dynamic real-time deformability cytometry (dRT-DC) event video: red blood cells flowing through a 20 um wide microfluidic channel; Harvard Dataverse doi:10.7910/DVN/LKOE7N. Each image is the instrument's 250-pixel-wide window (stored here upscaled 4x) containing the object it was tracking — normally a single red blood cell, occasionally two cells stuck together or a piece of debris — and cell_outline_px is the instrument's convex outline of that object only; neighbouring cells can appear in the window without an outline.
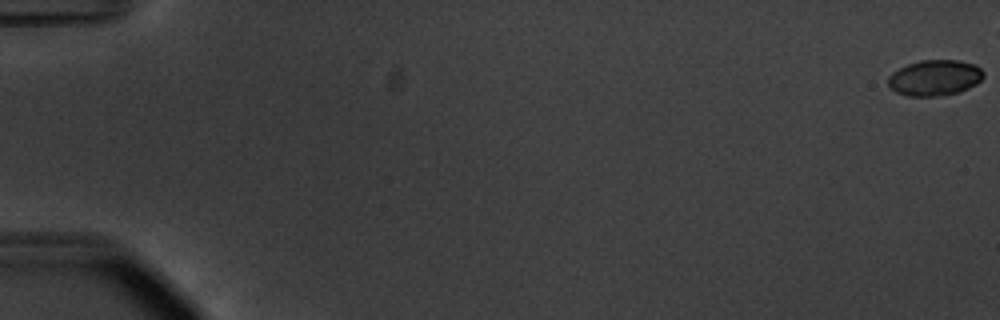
{"species": "common noctule bat (a hibernating species)", "species_latin": "Nyctalus noctula", "temperature_condition": "warm", "stored_images_in_passage": 50, "camera_frame_rate_fps": 3000, "um_per_image_px": 0.085, "animal": {"sex": "male", "body_mass_g": 20.1, "forearm_length_mm": 53.5}, "frame": {"image": 1, "passage_image": 1, "time_ms": 0.0, "image_size_px": [1000, 320], "cell_outline_px": [[984, 76], [976, 84], [960, 92], [936, 96], [908, 96], [896, 92], [888, 84], [888, 76], [892, 72], [908, 64], [920, 60], [956, 60], [976, 64], [984, 72]], "centroid_in_image_um": [79.46, 6.61], "position_along_channel_um": 5.5, "area_um2": 19.88}}
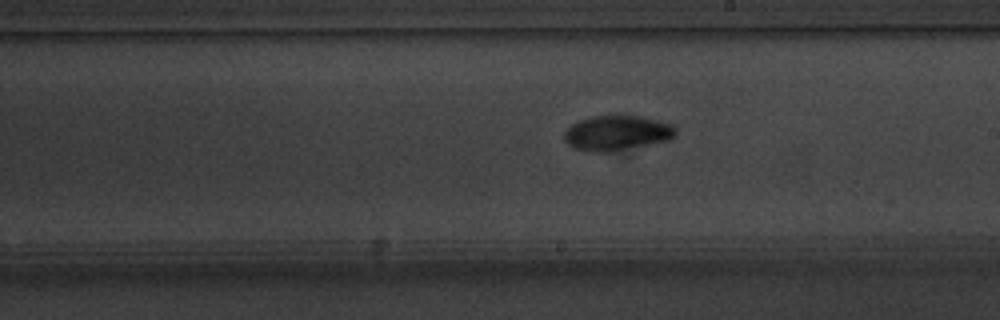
{"frame": {"image": 2, "passage_image": 34, "time_ms": 11.0, "image_size_px": [1000, 320], "cell_outline_px": [[676, 136], [668, 140], [612, 152], [596, 152], [572, 148], [564, 140], [564, 132], [572, 124], [580, 120], [592, 116], [640, 116], [672, 124], [676, 128]], "centroid_in_image_um": [52.43, 11.31], "position_along_channel_um": 236.6, "area_um2": 22.66}}
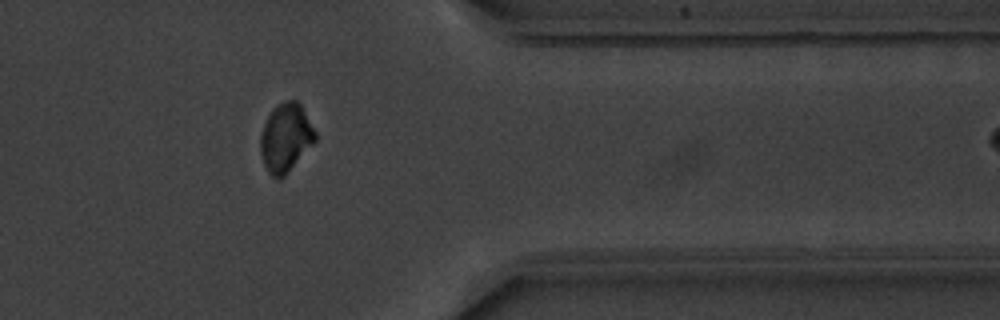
{"frame": {"image": 3, "passage_image": 47, "time_ms": 15.333, "image_size_px": [1000, 320], "cell_outline_px": [[316, 140], [288, 172], [280, 180], [276, 180], [268, 172], [264, 164], [260, 152], [260, 136], [264, 124], [272, 108], [288, 100], [296, 100], [300, 104], [316, 132]], "centroid_in_image_um": [24.27, 11.73], "position_along_channel_um": 387.1, "area_um2": 21.68}}